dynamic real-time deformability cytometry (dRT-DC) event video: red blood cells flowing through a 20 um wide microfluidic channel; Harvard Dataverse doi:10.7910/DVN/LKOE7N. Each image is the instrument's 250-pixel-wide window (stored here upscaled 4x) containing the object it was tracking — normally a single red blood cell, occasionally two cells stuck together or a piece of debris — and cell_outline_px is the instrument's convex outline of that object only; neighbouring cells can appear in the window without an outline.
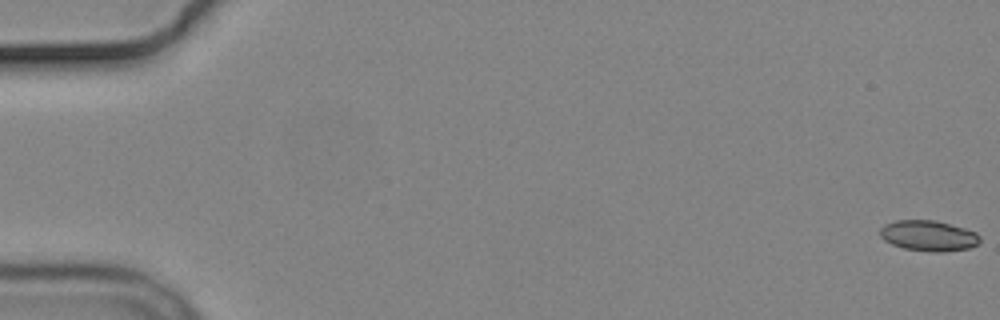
{"species": "common noctule bat (a hibernating species)", "species_latin": "Nyctalus noctula", "temperature_condition": "cold", "stored_images_in_passage": 58, "camera_frame_rate_fps": 3000, "um_per_image_px": 0.085, "animal": {"sex": "male", "body_mass_g": 19.2, "forearm_length_mm": 51.8}, "frame": {"image": 1, "passage_image": 1, "time_ms": 0.0, "image_size_px": [1000, 320], "cell_outline_px": [[980, 240], [976, 244], [968, 248], [944, 252], [932, 252], [904, 248], [892, 244], [884, 240], [880, 236], [880, 228], [884, 224], [896, 220], [936, 220], [964, 228], [976, 232], [980, 236]], "centroid_in_image_um": [78.91, 20.03], "position_along_channel_um": 6.1, "area_um2": 17.8}}
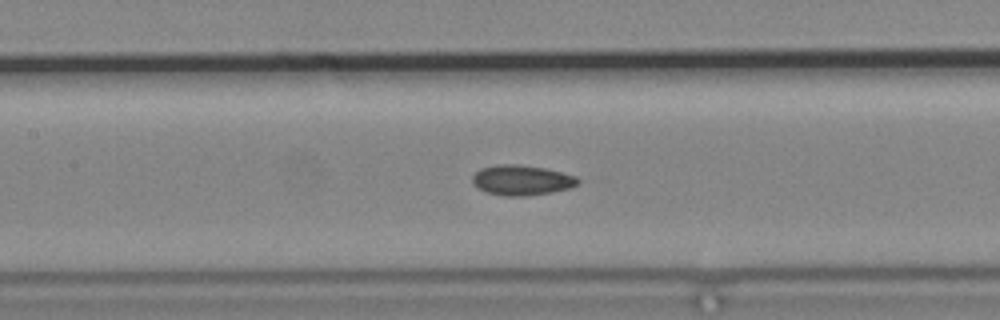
{"frame": {"image": 2, "passage_image": 27, "time_ms": 8.667, "image_size_px": [1000, 320], "cell_outline_px": [[580, 180], [576, 184], [568, 188], [552, 192], [524, 196], [504, 196], [484, 192], [472, 184], [472, 176], [480, 168], [496, 164], [516, 164], [544, 168], [576, 176]], "centroid_in_image_um": [44.28, 15.31], "position_along_channel_um": 163.1, "area_um2": 18.55}}
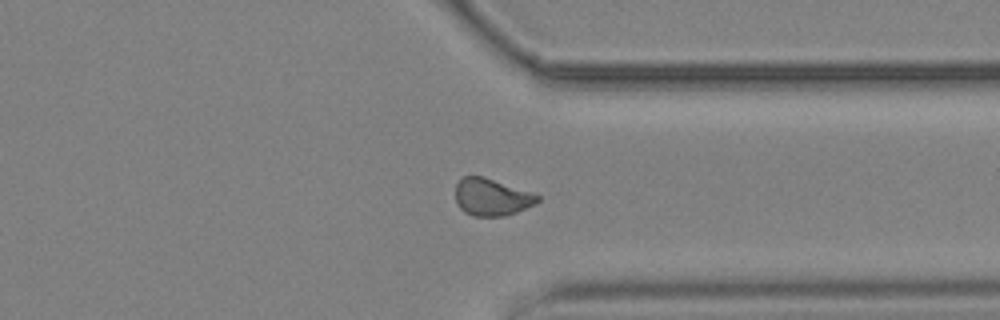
{"frame": {"image": 3, "passage_image": 44, "time_ms": 14.333, "image_size_px": [1000, 320], "cell_outline_px": [[540, 200], [536, 204], [516, 212], [504, 216], [472, 216], [464, 212], [460, 208], [456, 200], [456, 184], [464, 176], [484, 176], [540, 196]], "centroid_in_image_um": [41.78, 16.76], "position_along_channel_um": 369.6, "area_um2": 17.63}, "authors_computed_cell_mechanics": {"area_um2": 17.8602, "velocity_mm_per_s": 3.6645, "shape_relaxation_time_tau1_ms": null, "shape_relaxation_time_tau2_ms": 2.7017, "deformation_change_tau1": null, "deformation_change_tau2": 0.0638}}